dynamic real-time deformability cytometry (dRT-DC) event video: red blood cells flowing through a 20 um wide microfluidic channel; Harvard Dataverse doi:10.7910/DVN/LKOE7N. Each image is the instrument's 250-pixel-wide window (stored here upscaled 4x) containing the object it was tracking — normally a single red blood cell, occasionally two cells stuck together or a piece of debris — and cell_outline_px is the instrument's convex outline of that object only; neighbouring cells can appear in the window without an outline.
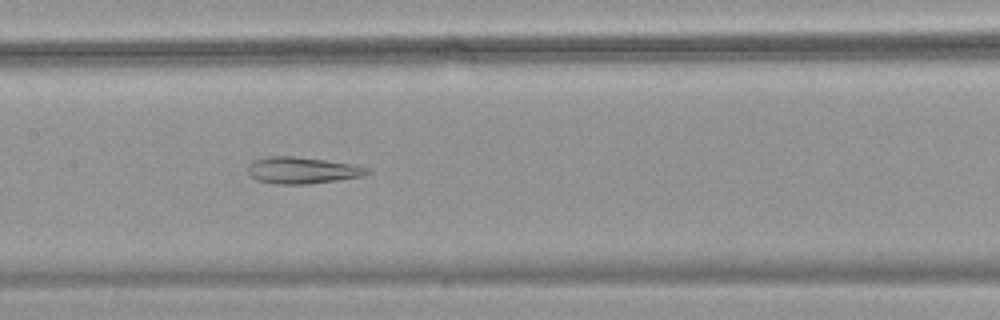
{"species": "common noctule bat (a hibernating species)", "species_latin": "Nyctalus noctula", "temperature_condition": "warm", "stored_images_in_passage": 54, "camera_frame_rate_fps": 3000, "um_per_image_px": 0.085, "animal": {"sex": "female", "body_mass_g": 18.4}, "frame": {"image": 1, "passage_image": 27, "time_ms": 8.667, "image_size_px": [1000, 320], "cell_outline_px": [[372, 172], [364, 176], [308, 184], [276, 184], [256, 180], [248, 172], [248, 164], [252, 160], [268, 156], [292, 156], [324, 160], [352, 164], [368, 168]], "centroid_in_image_um": [25.67, 14.47], "position_along_channel_um": 181.7, "area_um2": 18.5}}
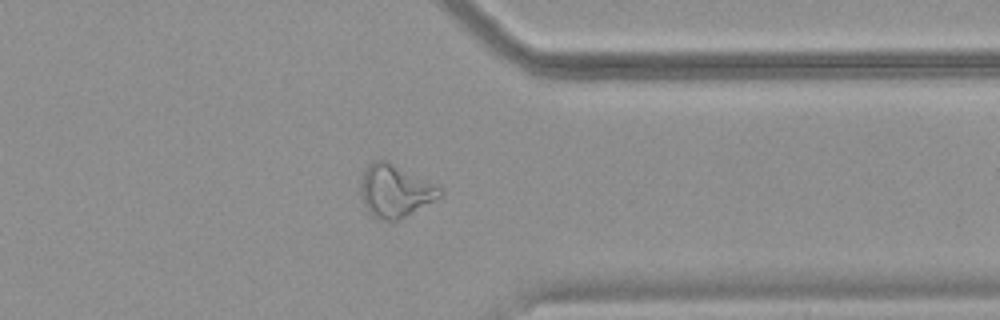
{"frame": {"image": 2, "passage_image": 43, "time_ms": 14.0, "image_size_px": [1000, 320], "cell_outline_px": [[444, 192], [440, 196], [404, 216], [396, 220], [376, 220], [368, 212], [364, 204], [360, 192], [360, 180], [368, 164], [372, 160], [388, 160], [444, 188]], "centroid_in_image_um": [33.55, 16.19], "position_along_channel_um": 377.8, "area_um2": 24.28}}
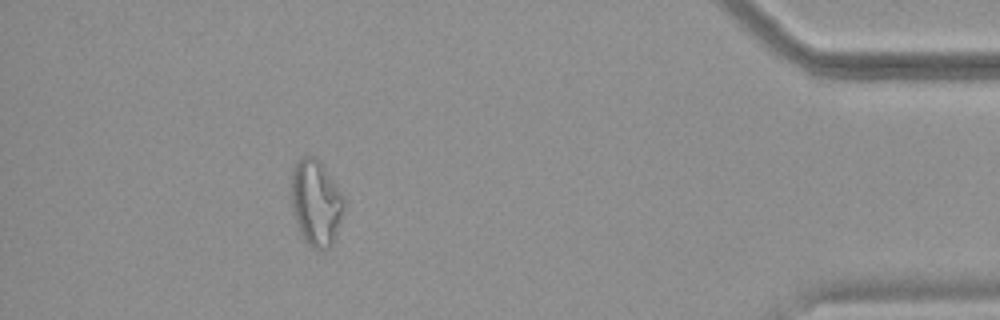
{"frame": {"image": 3, "passage_image": 49, "time_ms": 16.0, "image_size_px": [1000, 320], "cell_outline_px": [[344, 212], [336, 236], [332, 244], [328, 248], [320, 252], [312, 248], [304, 240], [296, 224], [292, 208], [292, 168], [304, 156], [312, 156], [320, 160], [344, 196]], "centroid_in_image_um": [26.88, 17.27], "position_along_channel_um": 408.3, "area_um2": 26.59}, "authors_computed_cell_mechanics": {"area_um2": 25.3742, "velocity_mm_per_s": 3.7505, "shape_relaxation_time_tau1_ms": null, "shape_relaxation_time_tau2_ms": 3.669, "deformation_change_tau1": null, "deformation_change_tau2": 0.1387}}